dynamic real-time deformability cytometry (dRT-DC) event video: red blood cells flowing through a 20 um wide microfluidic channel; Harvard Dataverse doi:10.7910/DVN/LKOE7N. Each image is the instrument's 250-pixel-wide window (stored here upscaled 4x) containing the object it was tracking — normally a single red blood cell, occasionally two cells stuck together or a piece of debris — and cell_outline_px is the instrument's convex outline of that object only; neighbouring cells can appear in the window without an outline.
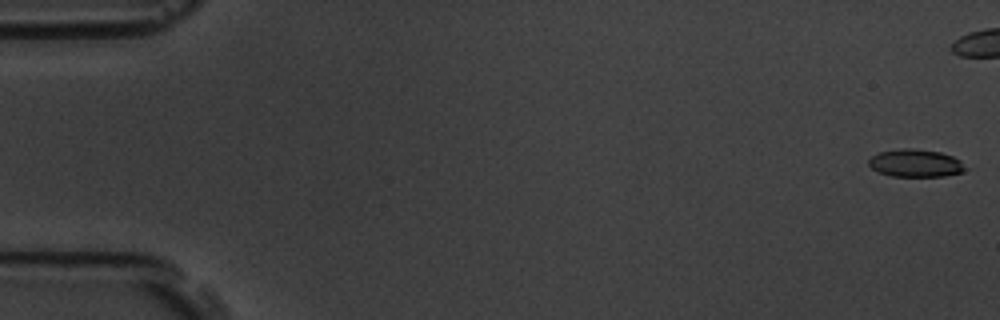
{"species": "common noctule bat (a hibernating species)", "species_latin": "Nyctalus noctula", "temperature_condition": "room temperature", "stored_images_in_passage": 10, "camera_frame_rate_fps": 3000, "um_per_image_px": 0.085, "animal": {"sex": "male", "body_mass_g": 19.5, "forearm_length_mm": 54.6}, "frame": {"image": 1, "passage_image": 1, "time_ms": 0.0, "image_size_px": [1000, 320], "cell_outline_px": [[964, 172], [944, 176], [892, 176], [880, 172], [872, 168], [868, 164], [868, 160], [872, 156], [880, 152], [904, 148], [912, 148], [940, 152], [952, 156], [960, 160], [964, 168]], "centroid_in_image_um": [77.81, 13.87], "position_along_channel_um": 7.2, "area_um2": 15.37}}
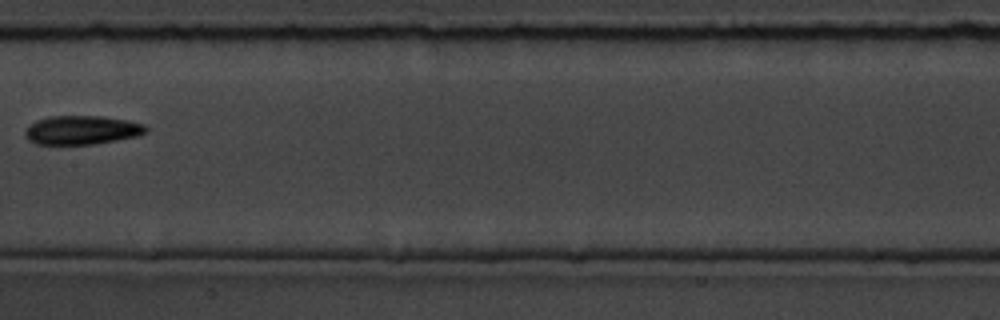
{"frame": {"image": 2, "passage_image": 10, "time_ms": 3.0, "image_size_px": [1000, 320], "cell_outline_px": [[148, 132], [140, 136], [92, 144], [36, 144], [28, 140], [24, 136], [24, 132], [28, 124], [36, 120], [48, 116], [100, 116], [128, 120], [144, 124], [148, 128]], "centroid_in_image_um": [6.95, 11.05], "position_along_channel_um": 200.5, "area_um2": 20.58}}